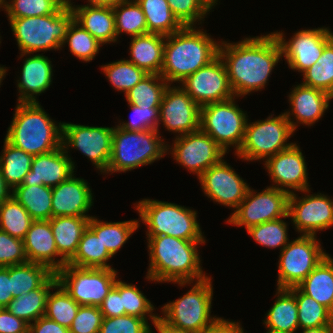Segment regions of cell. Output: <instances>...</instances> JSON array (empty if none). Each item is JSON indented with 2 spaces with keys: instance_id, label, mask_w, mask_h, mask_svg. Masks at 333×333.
I'll use <instances>...</instances> for the list:
<instances>
[{
  "instance_id": "6da1fadb",
  "label": "cell",
  "mask_w": 333,
  "mask_h": 333,
  "mask_svg": "<svg viewBox=\"0 0 333 333\" xmlns=\"http://www.w3.org/2000/svg\"><path fill=\"white\" fill-rule=\"evenodd\" d=\"M220 43L219 56L226 66L235 97L264 88L271 71L283 57L281 45L273 32L246 38L237 44Z\"/></svg>"
},
{
  "instance_id": "7a4b0ae2",
  "label": "cell",
  "mask_w": 333,
  "mask_h": 333,
  "mask_svg": "<svg viewBox=\"0 0 333 333\" xmlns=\"http://www.w3.org/2000/svg\"><path fill=\"white\" fill-rule=\"evenodd\" d=\"M148 239L149 269L146 278L157 282H174L180 286L206 278L200 266L197 246L205 240H183L160 235Z\"/></svg>"
},
{
  "instance_id": "3957f363",
  "label": "cell",
  "mask_w": 333,
  "mask_h": 333,
  "mask_svg": "<svg viewBox=\"0 0 333 333\" xmlns=\"http://www.w3.org/2000/svg\"><path fill=\"white\" fill-rule=\"evenodd\" d=\"M219 42L193 26L165 36L160 75L168 82H181L219 55Z\"/></svg>"
},
{
  "instance_id": "277c9868",
  "label": "cell",
  "mask_w": 333,
  "mask_h": 333,
  "mask_svg": "<svg viewBox=\"0 0 333 333\" xmlns=\"http://www.w3.org/2000/svg\"><path fill=\"white\" fill-rule=\"evenodd\" d=\"M5 139L33 156L52 152L62 146L59 126L38 102H18Z\"/></svg>"
},
{
  "instance_id": "5b68a950",
  "label": "cell",
  "mask_w": 333,
  "mask_h": 333,
  "mask_svg": "<svg viewBox=\"0 0 333 333\" xmlns=\"http://www.w3.org/2000/svg\"><path fill=\"white\" fill-rule=\"evenodd\" d=\"M8 19L22 58L39 51L59 50L74 14L69 5L63 4L54 14Z\"/></svg>"
},
{
  "instance_id": "8992f818",
  "label": "cell",
  "mask_w": 333,
  "mask_h": 333,
  "mask_svg": "<svg viewBox=\"0 0 333 333\" xmlns=\"http://www.w3.org/2000/svg\"><path fill=\"white\" fill-rule=\"evenodd\" d=\"M158 131H127L114 127L112 152L105 174L131 171L161 159L167 152V144L162 142Z\"/></svg>"
},
{
  "instance_id": "52a82bcc",
  "label": "cell",
  "mask_w": 333,
  "mask_h": 333,
  "mask_svg": "<svg viewBox=\"0 0 333 333\" xmlns=\"http://www.w3.org/2000/svg\"><path fill=\"white\" fill-rule=\"evenodd\" d=\"M136 205L140 219L148 226L147 238L168 235L183 240H204L196 211L151 199H143Z\"/></svg>"
},
{
  "instance_id": "ba28073f",
  "label": "cell",
  "mask_w": 333,
  "mask_h": 333,
  "mask_svg": "<svg viewBox=\"0 0 333 333\" xmlns=\"http://www.w3.org/2000/svg\"><path fill=\"white\" fill-rule=\"evenodd\" d=\"M208 276L195 282V285L179 299L161 308L160 318L171 327L203 333L217 317H211L213 286Z\"/></svg>"
},
{
  "instance_id": "9c48e42d",
  "label": "cell",
  "mask_w": 333,
  "mask_h": 333,
  "mask_svg": "<svg viewBox=\"0 0 333 333\" xmlns=\"http://www.w3.org/2000/svg\"><path fill=\"white\" fill-rule=\"evenodd\" d=\"M294 132L285 112L252 124L247 122L243 144L235 155L247 161L267 159L290 148L294 143H287V139Z\"/></svg>"
},
{
  "instance_id": "30bf717a",
  "label": "cell",
  "mask_w": 333,
  "mask_h": 333,
  "mask_svg": "<svg viewBox=\"0 0 333 333\" xmlns=\"http://www.w3.org/2000/svg\"><path fill=\"white\" fill-rule=\"evenodd\" d=\"M58 283L79 304L99 307L117 281V271L65 264L56 273Z\"/></svg>"
},
{
  "instance_id": "8fae6325",
  "label": "cell",
  "mask_w": 333,
  "mask_h": 333,
  "mask_svg": "<svg viewBox=\"0 0 333 333\" xmlns=\"http://www.w3.org/2000/svg\"><path fill=\"white\" fill-rule=\"evenodd\" d=\"M234 101L231 98L200 107V129L224 151L233 145L237 153L244 141L248 118Z\"/></svg>"
},
{
  "instance_id": "7c38bea8",
  "label": "cell",
  "mask_w": 333,
  "mask_h": 333,
  "mask_svg": "<svg viewBox=\"0 0 333 333\" xmlns=\"http://www.w3.org/2000/svg\"><path fill=\"white\" fill-rule=\"evenodd\" d=\"M277 288L297 287L328 255L315 235H302L280 250Z\"/></svg>"
},
{
  "instance_id": "4fadbf2b",
  "label": "cell",
  "mask_w": 333,
  "mask_h": 333,
  "mask_svg": "<svg viewBox=\"0 0 333 333\" xmlns=\"http://www.w3.org/2000/svg\"><path fill=\"white\" fill-rule=\"evenodd\" d=\"M248 189L245 198L234 210L227 222L236 226H251L274 221L280 218H289L288 199L286 191L275 187H267L262 192Z\"/></svg>"
},
{
  "instance_id": "5bb4252c",
  "label": "cell",
  "mask_w": 333,
  "mask_h": 333,
  "mask_svg": "<svg viewBox=\"0 0 333 333\" xmlns=\"http://www.w3.org/2000/svg\"><path fill=\"white\" fill-rule=\"evenodd\" d=\"M114 127H94L62 123V147L81 151L101 172L107 171L112 152Z\"/></svg>"
},
{
  "instance_id": "9a60e30c",
  "label": "cell",
  "mask_w": 333,
  "mask_h": 333,
  "mask_svg": "<svg viewBox=\"0 0 333 333\" xmlns=\"http://www.w3.org/2000/svg\"><path fill=\"white\" fill-rule=\"evenodd\" d=\"M180 83L200 107L235 98L229 84L226 66L219 55Z\"/></svg>"
},
{
  "instance_id": "2e32d148",
  "label": "cell",
  "mask_w": 333,
  "mask_h": 333,
  "mask_svg": "<svg viewBox=\"0 0 333 333\" xmlns=\"http://www.w3.org/2000/svg\"><path fill=\"white\" fill-rule=\"evenodd\" d=\"M177 137L173 147H167V151L172 149L173 159L190 172L196 173L198 178L204 171L220 162L226 154V151L201 129Z\"/></svg>"
},
{
  "instance_id": "e0dca14e",
  "label": "cell",
  "mask_w": 333,
  "mask_h": 333,
  "mask_svg": "<svg viewBox=\"0 0 333 333\" xmlns=\"http://www.w3.org/2000/svg\"><path fill=\"white\" fill-rule=\"evenodd\" d=\"M328 28L300 30L286 42L283 33L274 32L289 67L303 73L317 62L325 45L333 38Z\"/></svg>"
},
{
  "instance_id": "ac0fdd59",
  "label": "cell",
  "mask_w": 333,
  "mask_h": 333,
  "mask_svg": "<svg viewBox=\"0 0 333 333\" xmlns=\"http://www.w3.org/2000/svg\"><path fill=\"white\" fill-rule=\"evenodd\" d=\"M165 89L159 106V121L168 131L185 135L200 129V106L180 86Z\"/></svg>"
},
{
  "instance_id": "d6986e66",
  "label": "cell",
  "mask_w": 333,
  "mask_h": 333,
  "mask_svg": "<svg viewBox=\"0 0 333 333\" xmlns=\"http://www.w3.org/2000/svg\"><path fill=\"white\" fill-rule=\"evenodd\" d=\"M306 196L300 199L294 192L291 193L288 199V214L298 232L316 236L317 231L333 226L331 199L321 193Z\"/></svg>"
},
{
  "instance_id": "ffe728a7",
  "label": "cell",
  "mask_w": 333,
  "mask_h": 333,
  "mask_svg": "<svg viewBox=\"0 0 333 333\" xmlns=\"http://www.w3.org/2000/svg\"><path fill=\"white\" fill-rule=\"evenodd\" d=\"M198 179L208 198L234 209L240 205L249 189L224 159L204 171Z\"/></svg>"
},
{
  "instance_id": "44dd1931",
  "label": "cell",
  "mask_w": 333,
  "mask_h": 333,
  "mask_svg": "<svg viewBox=\"0 0 333 333\" xmlns=\"http://www.w3.org/2000/svg\"><path fill=\"white\" fill-rule=\"evenodd\" d=\"M264 165H266L273 183L277 184L272 187L286 191L288 194L293 193L289 189L309 193L307 165L296 143L290 148L267 158Z\"/></svg>"
},
{
  "instance_id": "7402d4cb",
  "label": "cell",
  "mask_w": 333,
  "mask_h": 333,
  "mask_svg": "<svg viewBox=\"0 0 333 333\" xmlns=\"http://www.w3.org/2000/svg\"><path fill=\"white\" fill-rule=\"evenodd\" d=\"M68 151L60 148L33 157L30 171L25 176L23 185H44L56 187L74 174V163L67 155Z\"/></svg>"
},
{
  "instance_id": "603a6c76",
  "label": "cell",
  "mask_w": 333,
  "mask_h": 333,
  "mask_svg": "<svg viewBox=\"0 0 333 333\" xmlns=\"http://www.w3.org/2000/svg\"><path fill=\"white\" fill-rule=\"evenodd\" d=\"M89 187L88 182L76 178L74 174L53 187L52 217L88 216L87 212L93 204V195Z\"/></svg>"
},
{
  "instance_id": "cb8c5ba5",
  "label": "cell",
  "mask_w": 333,
  "mask_h": 333,
  "mask_svg": "<svg viewBox=\"0 0 333 333\" xmlns=\"http://www.w3.org/2000/svg\"><path fill=\"white\" fill-rule=\"evenodd\" d=\"M25 253L29 262L46 265L56 273L67 263L57 260L60 256L49 220H34L23 239Z\"/></svg>"
},
{
  "instance_id": "d4e9b609",
  "label": "cell",
  "mask_w": 333,
  "mask_h": 333,
  "mask_svg": "<svg viewBox=\"0 0 333 333\" xmlns=\"http://www.w3.org/2000/svg\"><path fill=\"white\" fill-rule=\"evenodd\" d=\"M288 97L292 113L286 111L285 114L294 131L298 126V122L311 126L318 121L323 116L325 110L328 109L329 101L333 99L327 92L306 86L302 83L296 85ZM290 114L295 116L297 122L294 123L291 121Z\"/></svg>"
},
{
  "instance_id": "484cf974",
  "label": "cell",
  "mask_w": 333,
  "mask_h": 333,
  "mask_svg": "<svg viewBox=\"0 0 333 333\" xmlns=\"http://www.w3.org/2000/svg\"><path fill=\"white\" fill-rule=\"evenodd\" d=\"M52 71L51 61L42 54L26 58L22 66L21 79L17 81L20 93L18 102H38L35 96L49 88L52 83Z\"/></svg>"
},
{
  "instance_id": "4316f807",
  "label": "cell",
  "mask_w": 333,
  "mask_h": 333,
  "mask_svg": "<svg viewBox=\"0 0 333 333\" xmlns=\"http://www.w3.org/2000/svg\"><path fill=\"white\" fill-rule=\"evenodd\" d=\"M72 5L71 3L69 6L73 11L74 20L101 44L117 41L113 7L88 4L81 6Z\"/></svg>"
},
{
  "instance_id": "83f0119b",
  "label": "cell",
  "mask_w": 333,
  "mask_h": 333,
  "mask_svg": "<svg viewBox=\"0 0 333 333\" xmlns=\"http://www.w3.org/2000/svg\"><path fill=\"white\" fill-rule=\"evenodd\" d=\"M91 217L60 216L49 220L60 260L68 263L74 257Z\"/></svg>"
},
{
  "instance_id": "f1b7e54d",
  "label": "cell",
  "mask_w": 333,
  "mask_h": 333,
  "mask_svg": "<svg viewBox=\"0 0 333 333\" xmlns=\"http://www.w3.org/2000/svg\"><path fill=\"white\" fill-rule=\"evenodd\" d=\"M128 61L145 70L148 74L160 75L163 66L165 36L147 33L131 38Z\"/></svg>"
},
{
  "instance_id": "f546056e",
  "label": "cell",
  "mask_w": 333,
  "mask_h": 333,
  "mask_svg": "<svg viewBox=\"0 0 333 333\" xmlns=\"http://www.w3.org/2000/svg\"><path fill=\"white\" fill-rule=\"evenodd\" d=\"M57 283L56 274L53 273L39 288L28 293L23 292L19 297L13 298L5 308L30 325L32 321L44 316L47 297Z\"/></svg>"
},
{
  "instance_id": "4dcf8cb0",
  "label": "cell",
  "mask_w": 333,
  "mask_h": 333,
  "mask_svg": "<svg viewBox=\"0 0 333 333\" xmlns=\"http://www.w3.org/2000/svg\"><path fill=\"white\" fill-rule=\"evenodd\" d=\"M297 287L333 314V258L327 255Z\"/></svg>"
},
{
  "instance_id": "1f68e13d",
  "label": "cell",
  "mask_w": 333,
  "mask_h": 333,
  "mask_svg": "<svg viewBox=\"0 0 333 333\" xmlns=\"http://www.w3.org/2000/svg\"><path fill=\"white\" fill-rule=\"evenodd\" d=\"M277 293V300L268 311L264 324L272 332L296 333L299 329L296 297L289 289L277 288Z\"/></svg>"
},
{
  "instance_id": "d6a6232c",
  "label": "cell",
  "mask_w": 333,
  "mask_h": 333,
  "mask_svg": "<svg viewBox=\"0 0 333 333\" xmlns=\"http://www.w3.org/2000/svg\"><path fill=\"white\" fill-rule=\"evenodd\" d=\"M11 196L26 209L33 220L52 218L51 187L20 184L13 188Z\"/></svg>"
},
{
  "instance_id": "836d02e7",
  "label": "cell",
  "mask_w": 333,
  "mask_h": 333,
  "mask_svg": "<svg viewBox=\"0 0 333 333\" xmlns=\"http://www.w3.org/2000/svg\"><path fill=\"white\" fill-rule=\"evenodd\" d=\"M112 258L106 246L96 234L87 227L83 232L74 257L67 263L84 268H108L113 269L106 262Z\"/></svg>"
},
{
  "instance_id": "e575fe53",
  "label": "cell",
  "mask_w": 333,
  "mask_h": 333,
  "mask_svg": "<svg viewBox=\"0 0 333 333\" xmlns=\"http://www.w3.org/2000/svg\"><path fill=\"white\" fill-rule=\"evenodd\" d=\"M138 226V220L103 222L95 217H91L88 223V227L97 237H100L103 246H106L112 257L126 243Z\"/></svg>"
},
{
  "instance_id": "d590c367",
  "label": "cell",
  "mask_w": 333,
  "mask_h": 333,
  "mask_svg": "<svg viewBox=\"0 0 333 333\" xmlns=\"http://www.w3.org/2000/svg\"><path fill=\"white\" fill-rule=\"evenodd\" d=\"M136 1L145 15L148 33L168 36L183 27L174 17L167 0Z\"/></svg>"
},
{
  "instance_id": "8d00e7d4",
  "label": "cell",
  "mask_w": 333,
  "mask_h": 333,
  "mask_svg": "<svg viewBox=\"0 0 333 333\" xmlns=\"http://www.w3.org/2000/svg\"><path fill=\"white\" fill-rule=\"evenodd\" d=\"M3 148L0 169L6 184L13 189L23 183L30 171L34 156L10 144L6 139Z\"/></svg>"
},
{
  "instance_id": "74e56055",
  "label": "cell",
  "mask_w": 333,
  "mask_h": 333,
  "mask_svg": "<svg viewBox=\"0 0 333 333\" xmlns=\"http://www.w3.org/2000/svg\"><path fill=\"white\" fill-rule=\"evenodd\" d=\"M53 273L46 265L29 261L9 266L13 298L39 288Z\"/></svg>"
},
{
  "instance_id": "f35d334b",
  "label": "cell",
  "mask_w": 333,
  "mask_h": 333,
  "mask_svg": "<svg viewBox=\"0 0 333 333\" xmlns=\"http://www.w3.org/2000/svg\"><path fill=\"white\" fill-rule=\"evenodd\" d=\"M289 290L296 297L299 328L333 326V314L326 307L304 294L298 287Z\"/></svg>"
},
{
  "instance_id": "ab89813d",
  "label": "cell",
  "mask_w": 333,
  "mask_h": 333,
  "mask_svg": "<svg viewBox=\"0 0 333 333\" xmlns=\"http://www.w3.org/2000/svg\"><path fill=\"white\" fill-rule=\"evenodd\" d=\"M113 11L117 36L123 32L131 37L148 33L145 15L136 0H123Z\"/></svg>"
},
{
  "instance_id": "60d3db41",
  "label": "cell",
  "mask_w": 333,
  "mask_h": 333,
  "mask_svg": "<svg viewBox=\"0 0 333 333\" xmlns=\"http://www.w3.org/2000/svg\"><path fill=\"white\" fill-rule=\"evenodd\" d=\"M159 81V82H158ZM169 83L158 74H148L126 94L128 104L159 107Z\"/></svg>"
},
{
  "instance_id": "b9f144b4",
  "label": "cell",
  "mask_w": 333,
  "mask_h": 333,
  "mask_svg": "<svg viewBox=\"0 0 333 333\" xmlns=\"http://www.w3.org/2000/svg\"><path fill=\"white\" fill-rule=\"evenodd\" d=\"M34 220L12 196L0 205V230L12 237L24 239Z\"/></svg>"
},
{
  "instance_id": "7bdbcfd3",
  "label": "cell",
  "mask_w": 333,
  "mask_h": 333,
  "mask_svg": "<svg viewBox=\"0 0 333 333\" xmlns=\"http://www.w3.org/2000/svg\"><path fill=\"white\" fill-rule=\"evenodd\" d=\"M302 84L327 92L333 97V38L325 45L317 62L303 72Z\"/></svg>"
},
{
  "instance_id": "ee69618b",
  "label": "cell",
  "mask_w": 333,
  "mask_h": 333,
  "mask_svg": "<svg viewBox=\"0 0 333 333\" xmlns=\"http://www.w3.org/2000/svg\"><path fill=\"white\" fill-rule=\"evenodd\" d=\"M55 289V292H49L44 316L69 329L80 305L59 283Z\"/></svg>"
},
{
  "instance_id": "f6af8a7d",
  "label": "cell",
  "mask_w": 333,
  "mask_h": 333,
  "mask_svg": "<svg viewBox=\"0 0 333 333\" xmlns=\"http://www.w3.org/2000/svg\"><path fill=\"white\" fill-rule=\"evenodd\" d=\"M101 67L113 87L125 94L148 75L145 70L125 59Z\"/></svg>"
},
{
  "instance_id": "bcb514c9",
  "label": "cell",
  "mask_w": 333,
  "mask_h": 333,
  "mask_svg": "<svg viewBox=\"0 0 333 333\" xmlns=\"http://www.w3.org/2000/svg\"><path fill=\"white\" fill-rule=\"evenodd\" d=\"M66 42L70 52L85 62L93 60L103 45L75 20L70 24L62 45Z\"/></svg>"
},
{
  "instance_id": "7dc6e473",
  "label": "cell",
  "mask_w": 333,
  "mask_h": 333,
  "mask_svg": "<svg viewBox=\"0 0 333 333\" xmlns=\"http://www.w3.org/2000/svg\"><path fill=\"white\" fill-rule=\"evenodd\" d=\"M64 3L61 0H12L0 3L8 18H24L54 14Z\"/></svg>"
},
{
  "instance_id": "c3c4849f",
  "label": "cell",
  "mask_w": 333,
  "mask_h": 333,
  "mask_svg": "<svg viewBox=\"0 0 333 333\" xmlns=\"http://www.w3.org/2000/svg\"><path fill=\"white\" fill-rule=\"evenodd\" d=\"M287 226V223L280 218L251 226L247 229V232L262 246L268 248L281 247L282 250L290 242L288 241Z\"/></svg>"
},
{
  "instance_id": "681fc988",
  "label": "cell",
  "mask_w": 333,
  "mask_h": 333,
  "mask_svg": "<svg viewBox=\"0 0 333 333\" xmlns=\"http://www.w3.org/2000/svg\"><path fill=\"white\" fill-rule=\"evenodd\" d=\"M167 2L174 17L183 27L194 26L217 4L213 0H167Z\"/></svg>"
},
{
  "instance_id": "f907efd6",
  "label": "cell",
  "mask_w": 333,
  "mask_h": 333,
  "mask_svg": "<svg viewBox=\"0 0 333 333\" xmlns=\"http://www.w3.org/2000/svg\"><path fill=\"white\" fill-rule=\"evenodd\" d=\"M120 296L125 308V315L136 316L147 321L146 314H150L153 325L157 322L159 315L152 314L154 306L135 285L120 280Z\"/></svg>"
},
{
  "instance_id": "816d5d0a",
  "label": "cell",
  "mask_w": 333,
  "mask_h": 333,
  "mask_svg": "<svg viewBox=\"0 0 333 333\" xmlns=\"http://www.w3.org/2000/svg\"><path fill=\"white\" fill-rule=\"evenodd\" d=\"M152 328L143 318L130 315L103 317L99 333H151Z\"/></svg>"
},
{
  "instance_id": "f5cc1de1",
  "label": "cell",
  "mask_w": 333,
  "mask_h": 333,
  "mask_svg": "<svg viewBox=\"0 0 333 333\" xmlns=\"http://www.w3.org/2000/svg\"><path fill=\"white\" fill-rule=\"evenodd\" d=\"M133 111L132 120L123 122L117 127L127 131H142L146 129L158 130L159 128V107H143V105L129 104Z\"/></svg>"
},
{
  "instance_id": "db71d44e",
  "label": "cell",
  "mask_w": 333,
  "mask_h": 333,
  "mask_svg": "<svg viewBox=\"0 0 333 333\" xmlns=\"http://www.w3.org/2000/svg\"><path fill=\"white\" fill-rule=\"evenodd\" d=\"M27 261L23 240L0 230V266H14Z\"/></svg>"
},
{
  "instance_id": "11a10c76",
  "label": "cell",
  "mask_w": 333,
  "mask_h": 333,
  "mask_svg": "<svg viewBox=\"0 0 333 333\" xmlns=\"http://www.w3.org/2000/svg\"><path fill=\"white\" fill-rule=\"evenodd\" d=\"M103 314L99 307L80 305L69 331L70 333H99Z\"/></svg>"
},
{
  "instance_id": "9f6ffc18",
  "label": "cell",
  "mask_w": 333,
  "mask_h": 333,
  "mask_svg": "<svg viewBox=\"0 0 333 333\" xmlns=\"http://www.w3.org/2000/svg\"><path fill=\"white\" fill-rule=\"evenodd\" d=\"M103 317H117L125 315V308L123 306L122 297L120 296V280L115 282V285L109 291L108 295L104 298L99 306Z\"/></svg>"
},
{
  "instance_id": "6f0895ef",
  "label": "cell",
  "mask_w": 333,
  "mask_h": 333,
  "mask_svg": "<svg viewBox=\"0 0 333 333\" xmlns=\"http://www.w3.org/2000/svg\"><path fill=\"white\" fill-rule=\"evenodd\" d=\"M0 333H29V324L3 307L0 308Z\"/></svg>"
},
{
  "instance_id": "680465c9",
  "label": "cell",
  "mask_w": 333,
  "mask_h": 333,
  "mask_svg": "<svg viewBox=\"0 0 333 333\" xmlns=\"http://www.w3.org/2000/svg\"><path fill=\"white\" fill-rule=\"evenodd\" d=\"M29 333H70V331L67 327L42 316L29 325Z\"/></svg>"
},
{
  "instance_id": "91938a15",
  "label": "cell",
  "mask_w": 333,
  "mask_h": 333,
  "mask_svg": "<svg viewBox=\"0 0 333 333\" xmlns=\"http://www.w3.org/2000/svg\"><path fill=\"white\" fill-rule=\"evenodd\" d=\"M13 299L9 266H0V306L5 307Z\"/></svg>"
},
{
  "instance_id": "94428289",
  "label": "cell",
  "mask_w": 333,
  "mask_h": 333,
  "mask_svg": "<svg viewBox=\"0 0 333 333\" xmlns=\"http://www.w3.org/2000/svg\"><path fill=\"white\" fill-rule=\"evenodd\" d=\"M203 333H244L239 322L217 318Z\"/></svg>"
},
{
  "instance_id": "6125c7cd",
  "label": "cell",
  "mask_w": 333,
  "mask_h": 333,
  "mask_svg": "<svg viewBox=\"0 0 333 333\" xmlns=\"http://www.w3.org/2000/svg\"><path fill=\"white\" fill-rule=\"evenodd\" d=\"M156 330L158 333H195L192 331L187 330H180L174 327H171L170 325L166 324L160 316L157 319V322L154 324Z\"/></svg>"
},
{
  "instance_id": "be15d7a7",
  "label": "cell",
  "mask_w": 333,
  "mask_h": 333,
  "mask_svg": "<svg viewBox=\"0 0 333 333\" xmlns=\"http://www.w3.org/2000/svg\"><path fill=\"white\" fill-rule=\"evenodd\" d=\"M11 188L6 184L0 169V205L11 196Z\"/></svg>"
},
{
  "instance_id": "e7e4bbea",
  "label": "cell",
  "mask_w": 333,
  "mask_h": 333,
  "mask_svg": "<svg viewBox=\"0 0 333 333\" xmlns=\"http://www.w3.org/2000/svg\"><path fill=\"white\" fill-rule=\"evenodd\" d=\"M92 6H108V7H114L118 3L122 2L123 0H88Z\"/></svg>"
},
{
  "instance_id": "03108f58",
  "label": "cell",
  "mask_w": 333,
  "mask_h": 333,
  "mask_svg": "<svg viewBox=\"0 0 333 333\" xmlns=\"http://www.w3.org/2000/svg\"><path fill=\"white\" fill-rule=\"evenodd\" d=\"M302 333H333V326L302 329Z\"/></svg>"
},
{
  "instance_id": "003e7915",
  "label": "cell",
  "mask_w": 333,
  "mask_h": 333,
  "mask_svg": "<svg viewBox=\"0 0 333 333\" xmlns=\"http://www.w3.org/2000/svg\"><path fill=\"white\" fill-rule=\"evenodd\" d=\"M6 68L5 67H1L0 66V85H1V81H2V79H3V77H4V75H6Z\"/></svg>"
},
{
  "instance_id": "a7ac6f4b",
  "label": "cell",
  "mask_w": 333,
  "mask_h": 333,
  "mask_svg": "<svg viewBox=\"0 0 333 333\" xmlns=\"http://www.w3.org/2000/svg\"><path fill=\"white\" fill-rule=\"evenodd\" d=\"M64 4L66 5H70L71 4V0H61Z\"/></svg>"
},
{
  "instance_id": "89a4df30",
  "label": "cell",
  "mask_w": 333,
  "mask_h": 333,
  "mask_svg": "<svg viewBox=\"0 0 333 333\" xmlns=\"http://www.w3.org/2000/svg\"><path fill=\"white\" fill-rule=\"evenodd\" d=\"M331 203H332V213H333V199H331Z\"/></svg>"
}]
</instances>
